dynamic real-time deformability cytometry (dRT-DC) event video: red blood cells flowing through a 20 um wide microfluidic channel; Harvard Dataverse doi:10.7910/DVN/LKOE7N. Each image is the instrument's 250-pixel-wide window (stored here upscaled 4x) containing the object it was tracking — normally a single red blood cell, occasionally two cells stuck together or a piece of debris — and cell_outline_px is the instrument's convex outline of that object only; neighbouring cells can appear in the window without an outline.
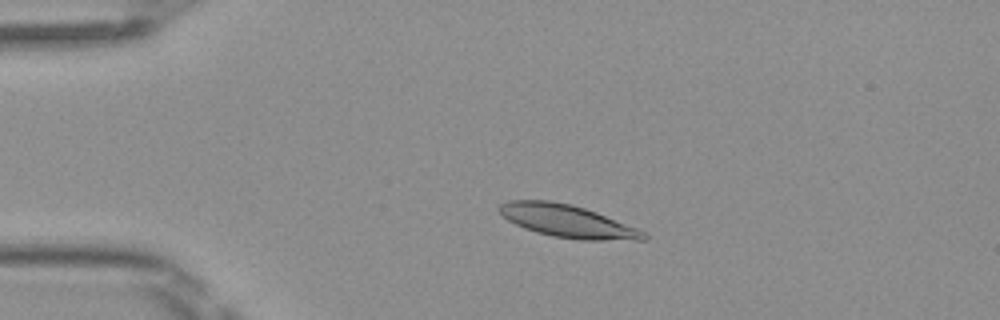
{"species": "Egyptian fruit bat (a non-hibernating species)", "species_latin": "Rousettus aegyptiacus", "temperature_condition": "room temperature", "stored_images_in_passage": 40, "camera_frame_rate_fps": 3000, "um_per_image_px": 0.085, "frame": {"image": 1, "passage_image": 1, "time_ms": 0.0, "image_size_px": [1000, 320], "cell_outline_px": [[648, 240], [580, 240], [552, 236], [536, 232], [524, 228], [508, 220], [496, 208], [500, 204], [508, 200], [552, 200], [572, 204], [596, 212], [636, 228], [644, 232], [648, 236]], "centroid_in_image_um": [48.21, 18.79], "position_along_channel_um": 36.8, "area_um2": 27.4}}
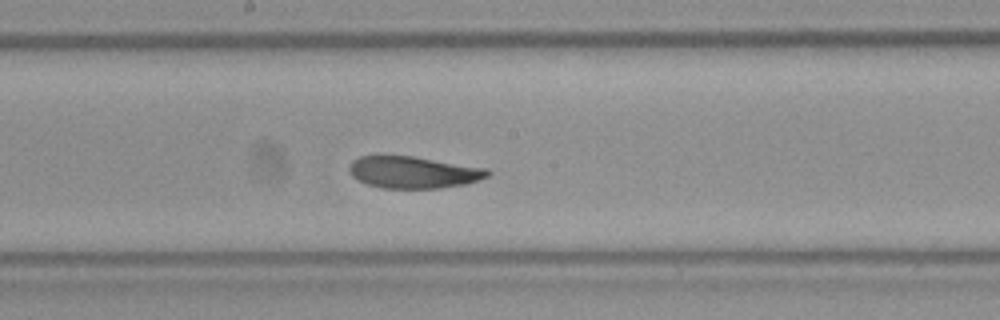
{"frame": {"image": 2, "passage_image": 17, "time_ms": 5.333, "image_size_px": [1000, 320], "cell_outline_px": [[492, 172], [488, 176], [480, 180], [464, 184], [440, 188], [380, 188], [368, 184], [352, 176], [348, 168], [352, 160], [360, 156], [380, 152], [412, 156], [488, 168]], "centroid_in_image_um": [35.09, 14.6], "position_along_channel_um": 213.1, "area_um2": 26.41}}
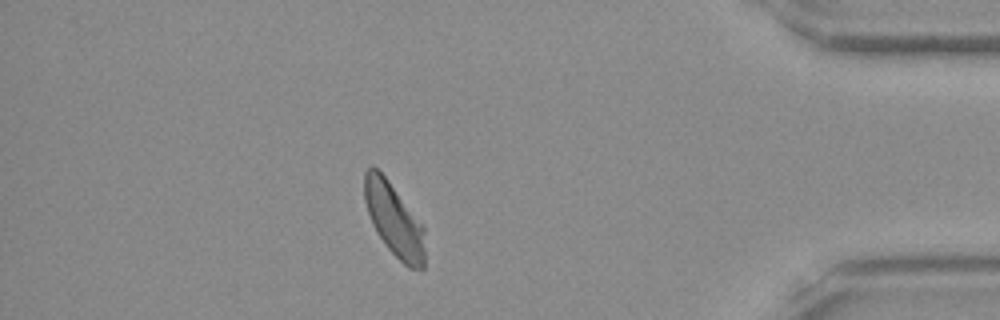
{"frame": {"image": 3, "passage_image": 34, "time_ms": 11.0, "image_size_px": [1000, 320], "cell_outline_px": [[424, 268], [420, 272], [408, 268], [388, 248], [376, 232], [372, 224], [364, 200], [364, 172], [372, 164], [388, 180], [424, 228]], "centroid_in_image_um": [33.48, 18.71], "position_along_channel_um": 401.7, "area_um2": 25.49}, "authors_computed_cell_mechanics": {"area_um2": 26.5591, "velocity_mm_per_s": 4.0334, "shape_relaxation_time_tau1_ms": 3.6843, "shape_relaxation_time_tau2_ms": 1.4581, "deformation_change_tau1": 0.1039, "deformation_change_tau2": 0.0707}}